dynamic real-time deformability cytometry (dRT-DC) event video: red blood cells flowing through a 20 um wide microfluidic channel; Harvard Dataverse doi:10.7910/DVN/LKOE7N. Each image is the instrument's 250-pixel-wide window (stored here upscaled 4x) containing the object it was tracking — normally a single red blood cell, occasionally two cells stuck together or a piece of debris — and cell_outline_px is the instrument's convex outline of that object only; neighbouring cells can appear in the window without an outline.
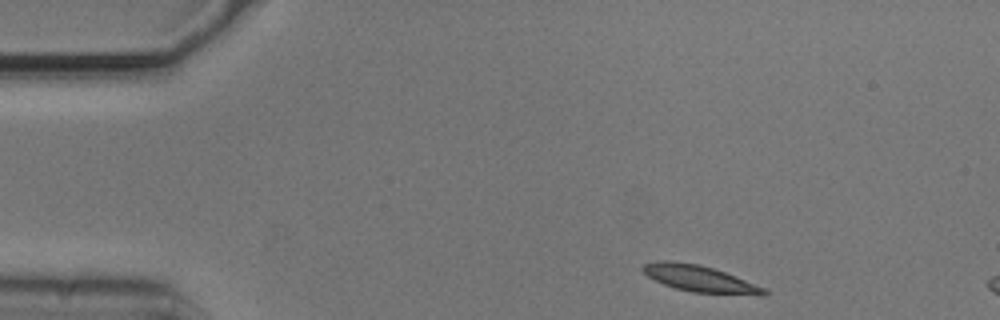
{"species": "common noctule bat (a hibernating species)", "species_latin": "Nyctalus noctula", "temperature_condition": "cold", "stored_images_in_passage": 7, "camera_frame_rate_fps": 3000, "um_per_image_px": 0.085, "animal": {"sex": "male", "body_mass_g": 20.5, "forearm_length_mm": 52.5}, "frame": {"image": 1, "passage_image": 1, "time_ms": 0.0, "image_size_px": [1000, 320], "cell_outline_px": [[768, 296], [760, 296], [692, 292], [676, 288], [664, 284], [648, 276], [640, 268], [644, 264], [664, 260], [700, 264], [724, 272], [764, 288], [768, 292]], "centroid_in_image_um": [59.51, 23.71], "position_along_channel_um": 25.5, "area_um2": 18.5}}